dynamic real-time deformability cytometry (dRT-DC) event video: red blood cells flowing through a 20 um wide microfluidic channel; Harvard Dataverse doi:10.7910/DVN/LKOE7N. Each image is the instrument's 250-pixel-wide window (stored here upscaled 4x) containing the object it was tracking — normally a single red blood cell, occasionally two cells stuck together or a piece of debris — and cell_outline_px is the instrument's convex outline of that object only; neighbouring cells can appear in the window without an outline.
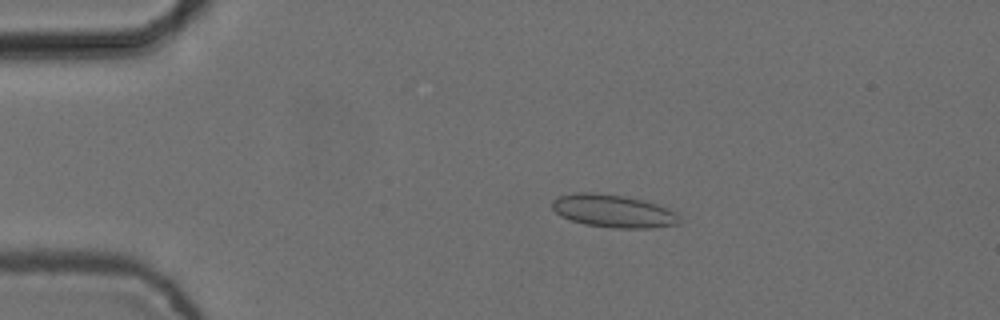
{"species": "common noctule bat (a hibernating species)", "species_latin": "Nyctalus noctula", "temperature_condition": "cold", "stored_images_in_passage": 5, "camera_frame_rate_fps": 3000, "um_per_image_px": 0.085, "animal": {"sex": "female", "body_mass_g": 24.6, "forearm_length_mm": 56.2}, "frame": {"image": 1, "passage_image": 4, "time_ms": 1.0, "image_size_px": [1000, 320], "cell_outline_px": [[680, 224], [652, 228], [616, 228], [584, 224], [560, 216], [552, 208], [552, 200], [560, 196], [572, 192], [592, 192], [624, 196], [644, 200], [668, 208], [676, 212], [680, 220]], "centroid_in_image_um": [52.13, 17.93], "position_along_channel_um": 32.9, "area_um2": 24.45}}